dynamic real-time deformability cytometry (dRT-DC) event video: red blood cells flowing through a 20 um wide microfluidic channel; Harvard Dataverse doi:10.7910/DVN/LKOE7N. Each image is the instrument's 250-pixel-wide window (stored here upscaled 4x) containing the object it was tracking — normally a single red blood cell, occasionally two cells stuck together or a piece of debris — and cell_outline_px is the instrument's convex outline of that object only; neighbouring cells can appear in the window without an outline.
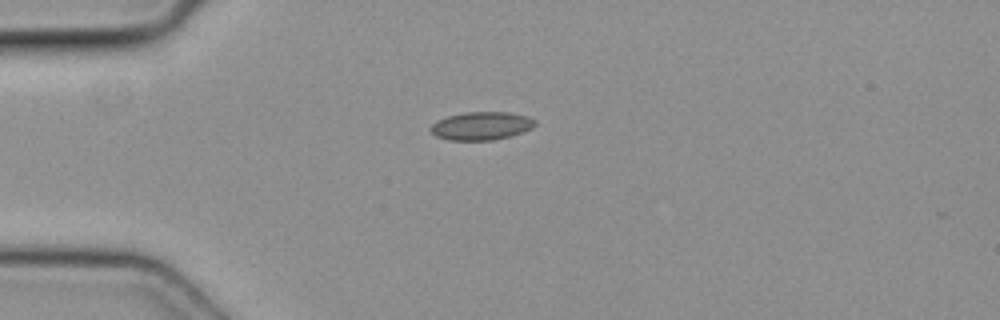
{"species": "common noctule bat (a hibernating species)", "species_latin": "Nyctalus noctula", "temperature_condition": "cold", "stored_images_in_passage": 3, "camera_frame_rate_fps": 3000, "um_per_image_px": 0.085, "animal": {"sex": "female", "body_mass_g": 19.3, "forearm_length_mm": 54.1}, "frame": {"image": 1, "passage_image": 1, "time_ms": 0.0, "image_size_px": [1000, 320], "cell_outline_px": [[536, 124], [532, 128], [524, 132], [512, 136], [492, 140], [448, 140], [436, 136], [428, 128], [432, 124], [448, 116], [464, 112], [508, 112], [528, 116], [536, 120]], "centroid_in_image_um": [40.95, 10.7], "position_along_channel_um": 44.0, "area_um2": 17.22}}
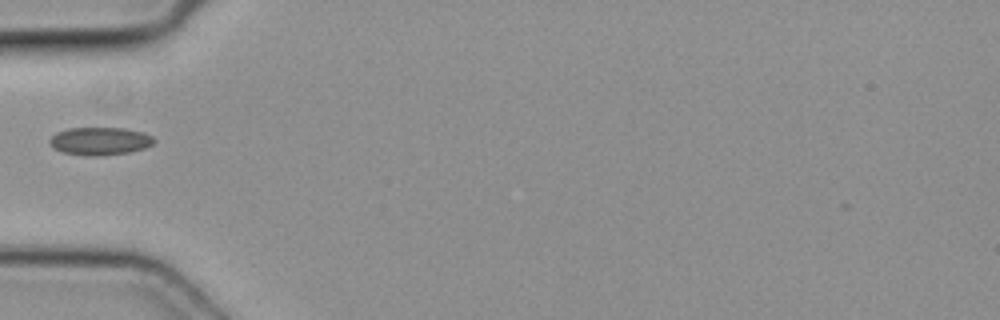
{"frame": {"image": 2, "passage_image": 2, "time_ms": 0.333, "image_size_px": [1000, 320], "cell_outline_px": [[156, 140], [152, 144], [144, 148], [128, 152], [100, 156], [84, 156], [64, 152], [52, 148], [48, 140], [56, 132], [68, 128], [124, 128], [144, 132], [152, 136]], "centroid_in_image_um": [8.48, 11.99], "position_along_channel_um": 76.5, "area_um2": 17.05}}
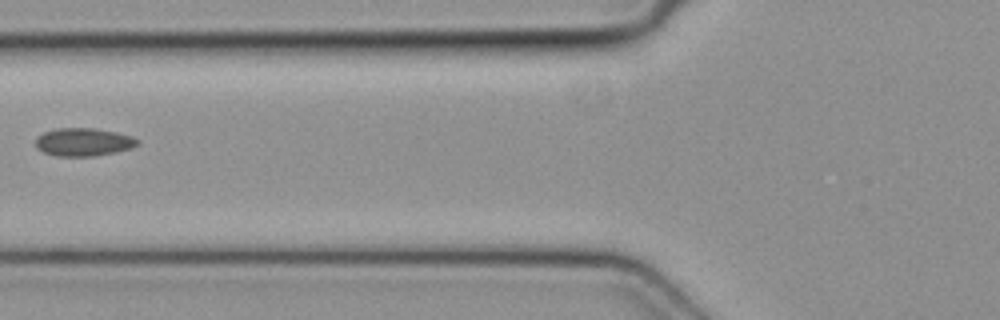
{"frame": {"image": 3, "passage_image": 3, "time_ms": 0.667, "image_size_px": [1000, 320], "cell_outline_px": [[140, 144], [132, 148], [116, 152], [96, 156], [56, 156], [44, 152], [36, 148], [36, 136], [44, 132], [56, 128], [96, 128], [116, 132], [132, 136], [140, 140]], "centroid_in_image_um": [7.12, 12.07], "position_along_channel_um": 118.7, "area_um2": 16.88}}